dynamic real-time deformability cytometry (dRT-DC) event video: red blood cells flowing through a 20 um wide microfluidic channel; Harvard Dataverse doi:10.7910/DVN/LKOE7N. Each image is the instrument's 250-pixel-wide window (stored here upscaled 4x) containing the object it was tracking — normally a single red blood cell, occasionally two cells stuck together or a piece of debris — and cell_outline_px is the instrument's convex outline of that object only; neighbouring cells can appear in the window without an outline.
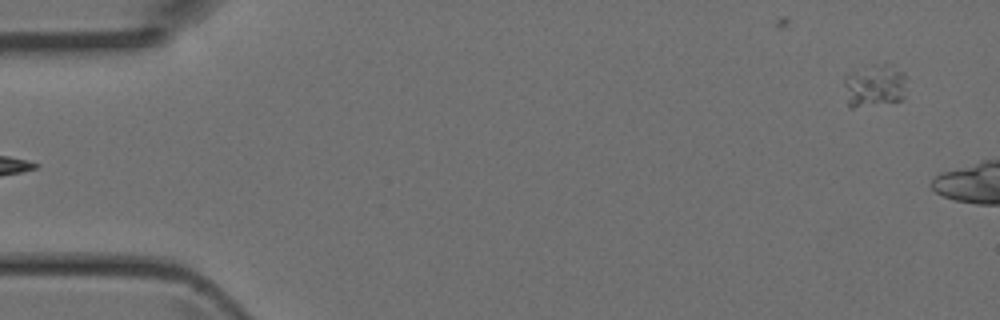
{"species": "Egyptian fruit bat (a non-hibernating species)", "species_latin": "Rousettus aegyptiacus", "temperature_condition": "room temperature", "stored_images_in_passage": 4, "segment_of_instrument_passage": [2, 2], "camera_frame_rate_fps": 3000, "um_per_image_px": 0.085, "animal": {"sex": "female"}, "frame": {"image": 1, "passage_image": 4, "time_ms": 1.0, "image_size_px": [1000, 320], "cell_outline_px": [[904, 100], [852, 108], [848, 108], [844, 84], [844, 80], [848, 72], [880, 64], [892, 64], [904, 72]], "centroid_in_image_um": [74.32, 7.29], "position_along_channel_um": 10.7, "area_um2": 15.61}}